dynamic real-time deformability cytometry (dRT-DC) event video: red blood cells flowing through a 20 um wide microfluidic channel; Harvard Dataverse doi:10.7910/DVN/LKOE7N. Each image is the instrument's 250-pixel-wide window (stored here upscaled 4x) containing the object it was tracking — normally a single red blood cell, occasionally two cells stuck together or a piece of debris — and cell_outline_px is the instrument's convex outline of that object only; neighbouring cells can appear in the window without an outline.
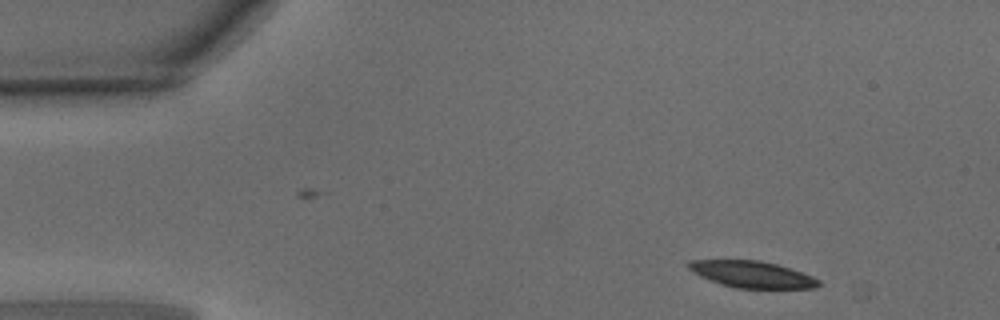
{"species": "common noctule bat (a hibernating species)", "species_latin": "Nyctalus noctula", "temperature_condition": "warm", "stored_images_in_passage": 3, "camera_frame_rate_fps": 3000, "um_per_image_px": 0.085, "animal": {"sex": "male", "body_mass_g": 15.6}, "frame": {"image": 1, "passage_image": 1, "time_ms": 0.0, "image_size_px": [1000, 320], "cell_outline_px": [[820, 284], [816, 288], [736, 288], [720, 284], [700, 276], [692, 272], [688, 268], [688, 260], [760, 260], [776, 264], [812, 276], [820, 280]], "centroid_in_image_um": [63.9, 23.32], "position_along_channel_um": 21.1, "area_um2": 20.06}}